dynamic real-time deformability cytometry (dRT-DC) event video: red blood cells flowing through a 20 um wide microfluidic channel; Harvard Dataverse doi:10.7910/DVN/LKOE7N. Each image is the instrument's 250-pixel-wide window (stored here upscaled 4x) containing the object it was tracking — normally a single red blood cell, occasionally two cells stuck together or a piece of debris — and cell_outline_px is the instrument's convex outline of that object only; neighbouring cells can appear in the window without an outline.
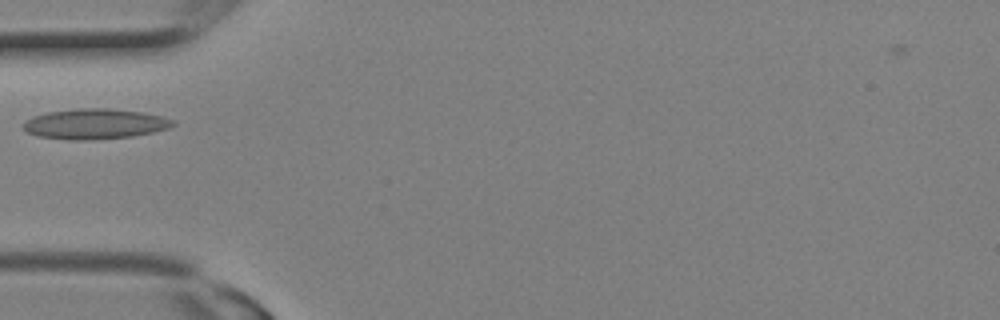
{"species": "Egyptian fruit bat (a non-hibernating species)", "species_latin": "Rousettus aegyptiacus", "temperature_condition": "room temperature", "stored_images_in_passage": 1, "camera_frame_rate_fps": 3000, "um_per_image_px": 0.085, "animal": {"sex": "female"}, "frame": {"image": 1, "passage_image": 1, "time_ms": 0.0, "image_size_px": [1000, 320], "cell_outline_px": [[176, 124], [168, 128], [152, 132], [132, 136], [92, 140], [68, 140], [40, 136], [28, 132], [20, 124], [24, 120], [32, 116], [48, 112], [76, 108], [108, 108], [144, 112], [176, 120]], "centroid_in_image_um": [8.05, 10.52], "position_along_channel_um": 76.9, "area_um2": 26.59}}